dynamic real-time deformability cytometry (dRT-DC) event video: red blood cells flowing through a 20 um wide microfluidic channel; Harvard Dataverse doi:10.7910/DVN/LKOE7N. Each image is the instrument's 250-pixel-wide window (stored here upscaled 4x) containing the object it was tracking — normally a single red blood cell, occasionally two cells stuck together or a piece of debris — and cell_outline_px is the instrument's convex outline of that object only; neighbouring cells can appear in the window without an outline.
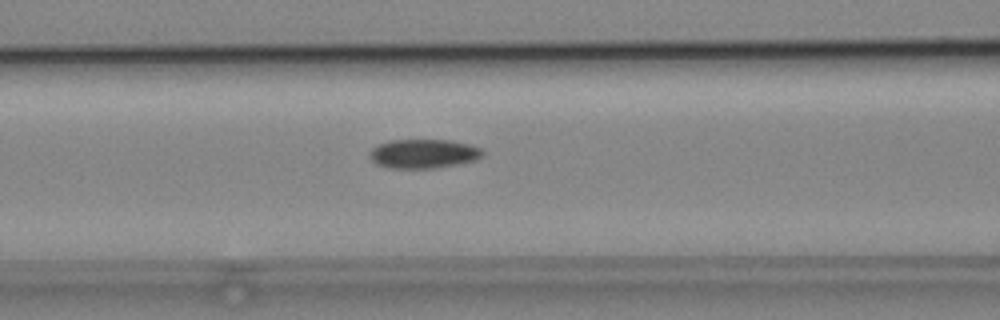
{"species": "common noctule bat (a hibernating species)", "species_latin": "Nyctalus noctula", "temperature_condition": "cold", "stored_images_in_passage": 38, "camera_frame_rate_fps": 3000, "um_per_image_px": 0.085, "animal": {"sex": "male", "body_mass_g": 19.2, "forearm_length_mm": 51.8}, "frame": {"image": 1, "passage_image": 17, "time_ms": 5.333, "image_size_px": [1000, 320], "cell_outline_px": [[484, 152], [476, 160], [436, 168], [388, 168], [376, 164], [368, 156], [368, 152], [372, 148], [388, 140], [452, 140], [468, 144], [480, 148]], "centroid_in_image_um": [35.95, 13.06], "position_along_channel_um": 130.6, "area_um2": 19.19}}
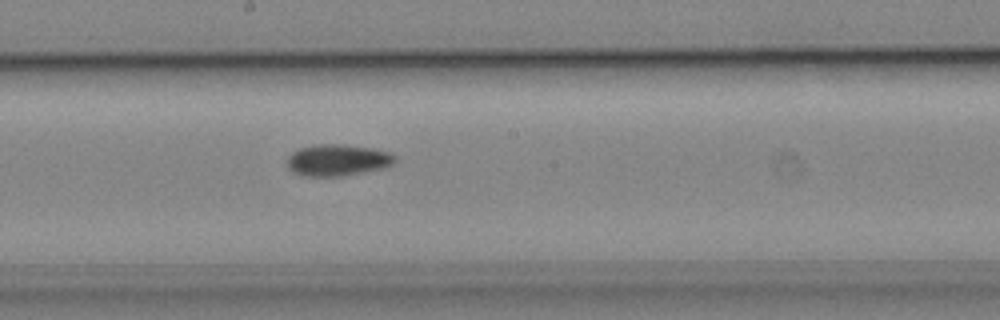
{"frame": {"image": 2, "passage_image": 24, "time_ms": 7.667, "image_size_px": [1000, 320], "cell_outline_px": [[396, 160], [392, 164], [384, 168], [340, 176], [300, 176], [292, 172], [288, 168], [288, 156], [292, 152], [300, 148], [316, 144], [344, 144], [372, 148], [388, 152], [396, 156]], "centroid_in_image_um": [28.67, 13.61], "position_along_channel_um": 219.5, "area_um2": 19.88}}
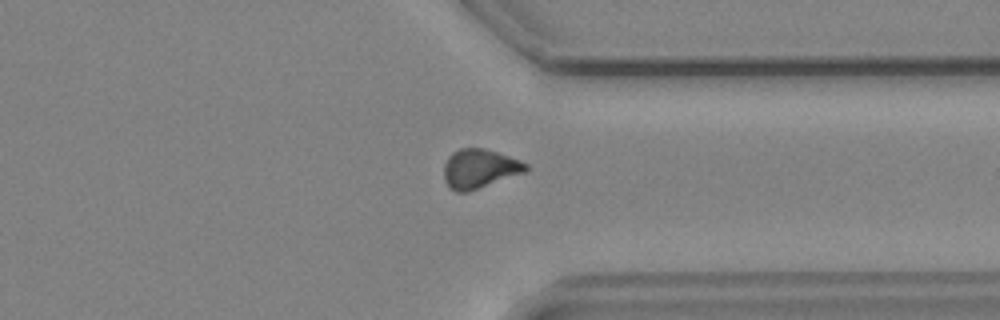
{"frame": {"image": 3, "passage_image": 36, "time_ms": 11.667, "image_size_px": [1000, 320], "cell_outline_px": [[528, 172], [468, 192], [456, 192], [448, 188], [444, 180], [444, 164], [448, 156], [452, 152], [460, 148], [484, 148], [520, 160], [528, 164]], "centroid_in_image_um": [40.76, 14.35], "position_along_channel_um": 370.6, "area_um2": 19.02}}